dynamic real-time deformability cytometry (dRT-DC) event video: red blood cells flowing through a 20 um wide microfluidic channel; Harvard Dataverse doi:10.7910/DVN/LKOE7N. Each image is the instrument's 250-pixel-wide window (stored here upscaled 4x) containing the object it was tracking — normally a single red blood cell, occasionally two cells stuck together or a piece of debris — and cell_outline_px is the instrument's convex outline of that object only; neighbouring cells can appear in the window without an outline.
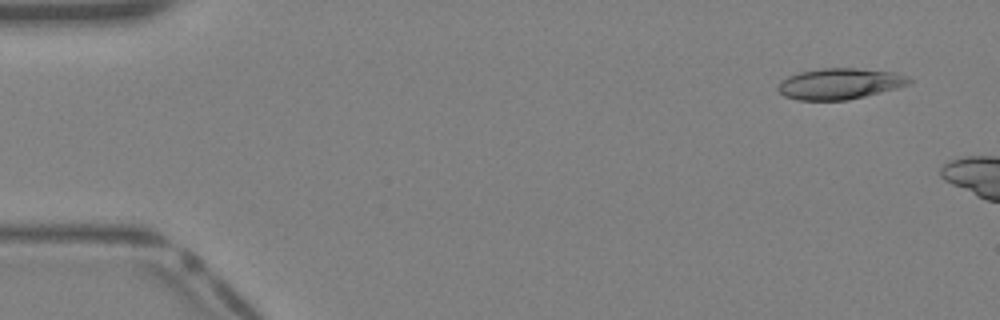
{"species": "Egyptian fruit bat (a non-hibernating species)", "species_latin": "Rousettus aegyptiacus", "temperature_condition": "warm", "stored_images_in_passage": 7, "camera_frame_rate_fps": 3000, "um_per_image_px": 0.085, "animal": {"sex": "female"}, "frame": {"image": 1, "passage_image": 3, "time_ms": 0.667, "image_size_px": [1000, 320], "cell_outline_px": [[912, 80], [908, 84], [896, 88], [848, 100], [796, 100], [784, 96], [776, 88], [788, 76], [800, 72], [824, 68], [856, 68], [892, 72], [908, 76]], "centroid_in_image_um": [71.37, 7.12], "position_along_channel_um": 13.6, "area_um2": 23.41}}